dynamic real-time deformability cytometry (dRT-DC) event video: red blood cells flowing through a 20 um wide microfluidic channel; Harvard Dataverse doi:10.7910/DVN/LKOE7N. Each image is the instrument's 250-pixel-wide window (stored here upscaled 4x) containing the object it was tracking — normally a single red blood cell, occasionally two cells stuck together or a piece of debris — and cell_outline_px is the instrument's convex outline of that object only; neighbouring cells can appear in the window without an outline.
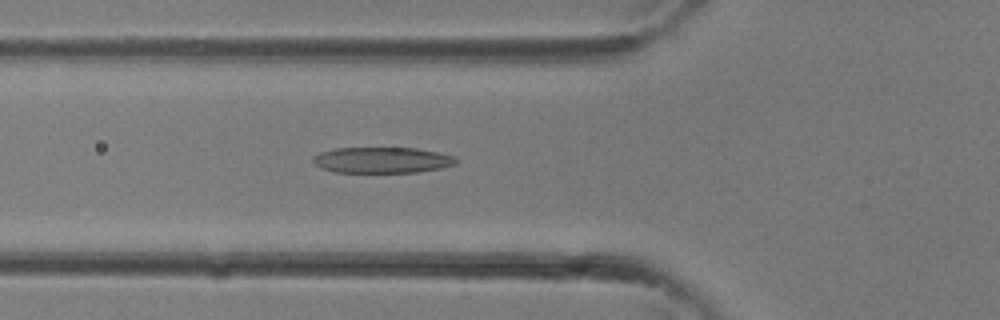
{"species": "common noctule bat (a hibernating species)", "species_latin": "Nyctalus noctula", "temperature_condition": "room temperature", "stored_images_in_passage": 33, "camera_frame_rate_fps": 3000, "um_per_image_px": 0.085, "animal": {"sex": "female"}, "frame": {"image": 1, "passage_image": 12, "time_ms": 3.667, "image_size_px": [1000, 320], "cell_outline_px": [[456, 164], [440, 168], [416, 172], [332, 172], [320, 168], [312, 160], [312, 156], [320, 152], [332, 148], [416, 148], [456, 156]], "centroid_in_image_um": [32.43, 13.6], "position_along_channel_um": 93.4, "area_um2": 21.62}}
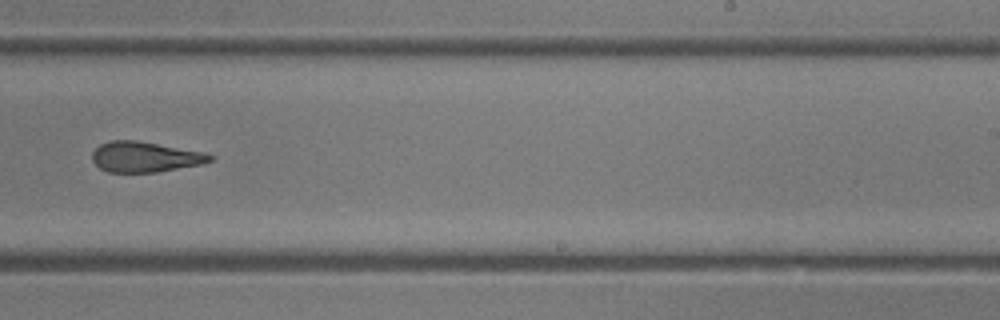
{"frame": {"image": 2, "passage_image": 21, "time_ms": 6.667, "image_size_px": [1000, 320], "cell_outline_px": [[212, 160], [204, 164], [156, 172], [108, 172], [100, 168], [92, 160], [92, 152], [100, 144], [112, 140], [136, 140], [204, 152], [212, 156]], "centroid_in_image_um": [12.32, 13.34], "position_along_channel_um": 276.7, "area_um2": 20.81}}
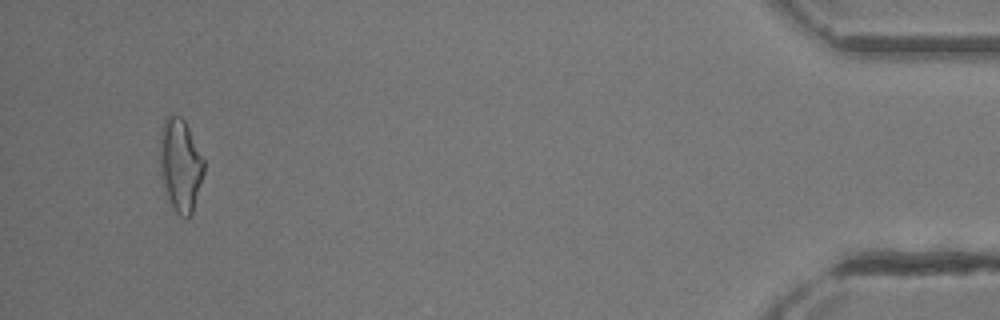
{"frame": {"image": 3, "passage_image": 32, "time_ms": 10.333, "image_size_px": [1000, 320], "cell_outline_px": [[204, 172], [192, 212], [188, 216], [180, 216], [176, 212], [168, 196], [160, 176], [160, 136], [164, 120], [168, 116], [180, 116], [184, 120], [204, 160]], "centroid_in_image_um": [15.32, 14.02], "position_along_channel_um": 419.9, "area_um2": 23.24}}